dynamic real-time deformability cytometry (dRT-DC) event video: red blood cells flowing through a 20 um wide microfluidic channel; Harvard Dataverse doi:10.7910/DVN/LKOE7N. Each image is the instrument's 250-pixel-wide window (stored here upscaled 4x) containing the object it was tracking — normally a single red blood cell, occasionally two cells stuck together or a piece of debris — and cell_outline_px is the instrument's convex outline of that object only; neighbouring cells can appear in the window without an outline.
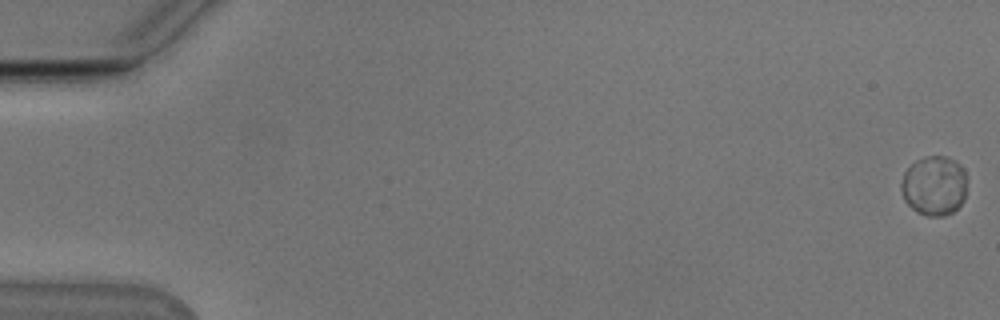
{"species": "Egyptian fruit bat (a non-hibernating species)", "species_latin": "Rousettus aegyptiacus", "temperature_condition": "cold", "stored_images_in_passage": 51, "camera_frame_rate_fps": 3000, "um_per_image_px": 0.085, "animal": {"sex": "male"}, "frame": {"image": 1, "passage_image": 1, "time_ms": 0.0, "image_size_px": [1000, 320], "cell_outline_px": [[964, 200], [952, 212], [944, 216], [928, 216], [916, 212], [904, 200], [900, 188], [900, 184], [904, 172], [916, 160], [924, 156], [948, 156], [956, 160], [960, 164], [964, 172]], "centroid_in_image_um": [79.37, 15.77], "position_along_channel_um": 5.6, "area_um2": 22.83}}
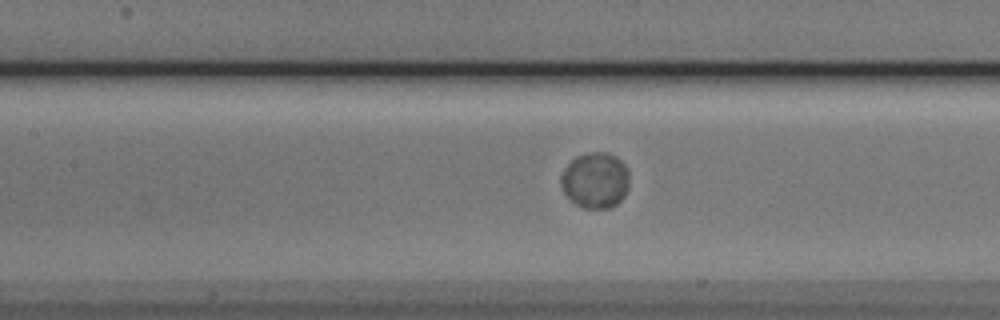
{"frame": {"image": 2, "passage_image": 26, "time_ms": 8.333, "image_size_px": [1000, 320], "cell_outline_px": [[628, 188], [624, 196], [612, 208], [584, 208], [576, 204], [564, 192], [560, 184], [560, 176], [564, 168], [576, 156], [592, 152], [604, 152], [616, 156], [624, 164], [628, 172]], "centroid_in_image_um": [50.59, 15.32], "position_along_channel_um": 156.8, "area_um2": 22.2}}
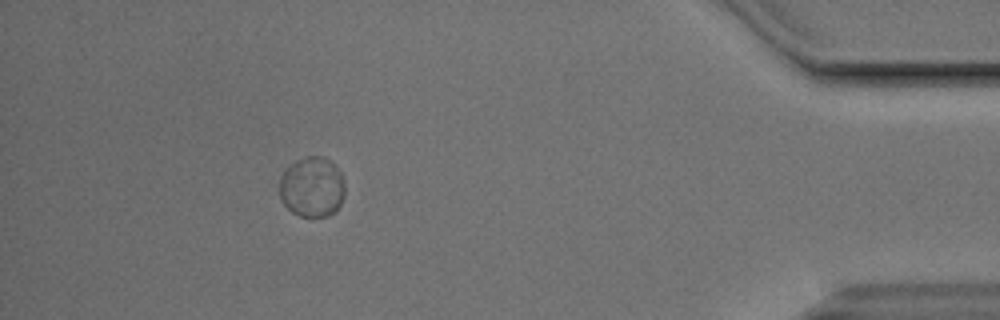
{"frame": {"image": 3, "passage_image": 50, "time_ms": 16.333, "image_size_px": [1000, 320], "cell_outline_px": [[344, 196], [340, 204], [328, 216], [300, 216], [292, 212], [280, 200], [280, 176], [296, 160], [308, 156], [324, 156], [340, 172], [344, 184]], "centroid_in_image_um": [26.51, 15.9], "position_along_channel_um": 408.7, "area_um2": 22.66}}